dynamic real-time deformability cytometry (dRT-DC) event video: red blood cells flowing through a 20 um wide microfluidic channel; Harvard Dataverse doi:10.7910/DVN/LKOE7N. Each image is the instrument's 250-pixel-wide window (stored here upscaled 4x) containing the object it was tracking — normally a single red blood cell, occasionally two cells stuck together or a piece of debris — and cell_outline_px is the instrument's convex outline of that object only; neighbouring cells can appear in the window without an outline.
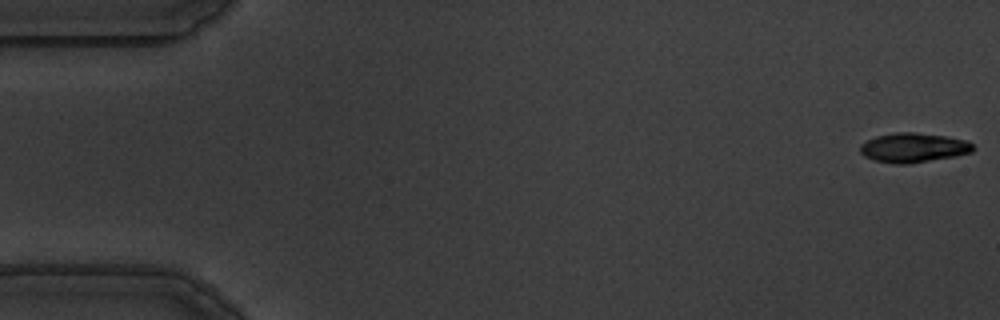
{"species": "common noctule bat (a hibernating species)", "species_latin": "Nyctalus noctula", "temperature_condition": "warm", "stored_images_in_passage": 56, "camera_frame_rate_fps": 3000, "um_per_image_px": 0.085, "animal": {"sex": "male", "body_mass_g": 19.5, "forearm_length_mm": 54.6}, "frame": {"image": 1, "passage_image": 1, "time_ms": 0.0, "image_size_px": [1000, 320], "cell_outline_px": [[976, 148], [972, 152], [956, 156], [908, 164], [896, 164], [872, 160], [864, 156], [860, 152], [860, 144], [876, 136], [896, 132], [916, 132], [944, 136], [964, 140], [972, 144]], "centroid_in_image_um": [77.62, 12.56], "position_along_channel_um": 7.4, "area_um2": 19.42}}
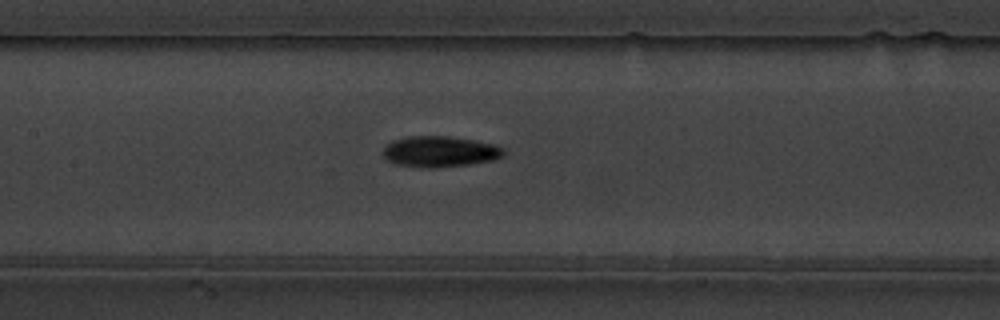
{"frame": {"image": 2, "passage_image": 26, "time_ms": 8.333, "image_size_px": [1000, 320], "cell_outline_px": [[504, 156], [492, 160], [468, 164], [432, 168], [428, 168], [396, 164], [388, 160], [384, 156], [384, 148], [392, 140], [408, 136], [448, 136], [496, 144], [504, 148]], "centroid_in_image_um": [37.4, 12.88], "position_along_channel_um": 170.0, "area_um2": 21.56}}
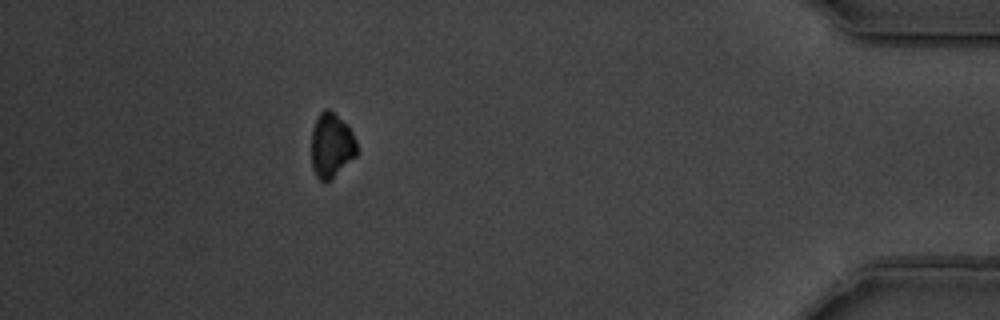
{"frame": {"image": 3, "passage_image": 50, "time_ms": 16.333, "image_size_px": [1000, 320], "cell_outline_px": [[356, 156], [328, 180], [320, 180], [316, 176], [312, 168], [312, 128], [320, 112], [324, 108], [328, 108], [348, 124], [356, 140]], "centroid_in_image_um": [28.16, 12.31], "position_along_channel_um": 407.0, "area_um2": 16.88}, "authors_computed_cell_mechanics": {"area_um2": 19.8543, "velocity_mm_per_s": 3.6146, "shape_relaxation_time_tau1_ms": 2.9334, "shape_relaxation_time_tau2_ms": null, "deformation_change_tau1": 0.1311, "deformation_change_tau2": null}}